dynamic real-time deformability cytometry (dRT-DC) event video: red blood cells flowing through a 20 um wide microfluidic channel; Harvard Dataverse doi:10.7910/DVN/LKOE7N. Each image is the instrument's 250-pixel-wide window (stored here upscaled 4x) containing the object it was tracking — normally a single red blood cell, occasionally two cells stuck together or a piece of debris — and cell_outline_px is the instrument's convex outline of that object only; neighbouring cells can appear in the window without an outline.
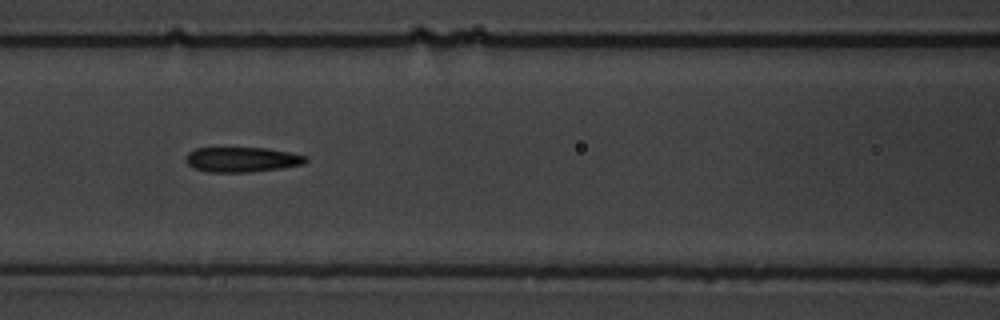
{"species": "common noctule bat (a hibernating species)", "species_latin": "Nyctalus noctula", "temperature_condition": "warm", "stored_images_in_passage": 15, "camera_frame_rate_fps": 3000, "um_per_image_px": 0.085, "animal": {"sex": "male", "body_mass_g": 19.5, "forearm_length_mm": 54.6}, "frame": {"image": 1, "passage_image": 6, "time_ms": 7.0, "image_size_px": [1000, 320], "cell_outline_px": [[308, 160], [304, 164], [280, 168], [252, 172], [208, 172], [196, 168], [188, 164], [188, 152], [196, 148], [268, 148], [308, 156]], "centroid_in_image_um": [20.62, 13.56], "position_along_channel_um": 146.0, "area_um2": 17.28}}
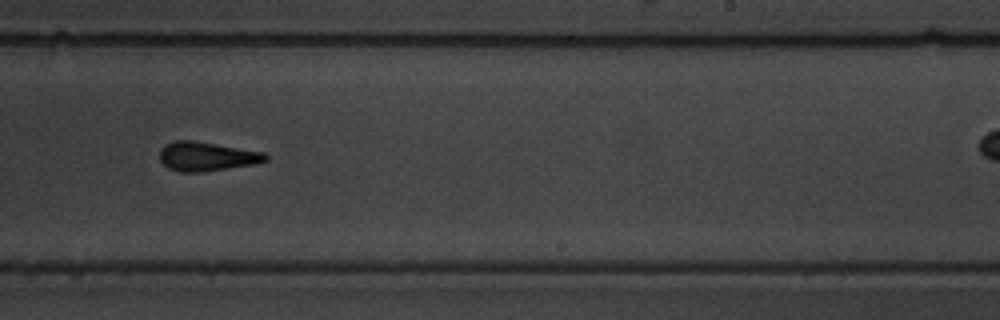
{"frame": {"image": 2, "passage_image": 9, "time_ms": 10.667, "image_size_px": [1000, 320], "cell_outline_px": [[268, 160], [252, 164], [200, 172], [180, 172], [168, 168], [160, 160], [160, 148], [164, 144], [172, 140], [192, 140], [264, 152], [268, 156]], "centroid_in_image_um": [17.51, 13.28], "position_along_channel_um": 271.5, "area_um2": 17.86}}
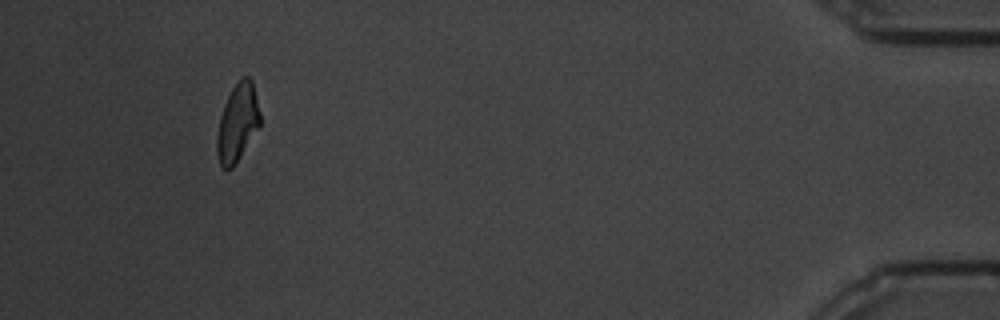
{"frame": {"image": 3, "passage_image": 15, "time_ms": 19.0, "image_size_px": [1000, 320], "cell_outline_px": [[260, 124], [236, 164], [228, 172], [220, 164], [216, 152], [216, 136], [220, 116], [224, 104], [232, 88], [240, 76], [248, 76], [252, 80], [260, 112]], "centroid_in_image_um": [20.17, 10.43], "position_along_channel_um": 415.0, "area_um2": 19.65}, "authors_computed_cell_mechanics": {"area_um2": 17.918, "velocity_mm_per_s": 3.4341, "shape_relaxation_time_tau1_ms": 5.7897, "shape_relaxation_time_tau2_ms": 2.3807, "deformation_change_tau1": 0.1561, "deformation_change_tau2": 0.0916}}